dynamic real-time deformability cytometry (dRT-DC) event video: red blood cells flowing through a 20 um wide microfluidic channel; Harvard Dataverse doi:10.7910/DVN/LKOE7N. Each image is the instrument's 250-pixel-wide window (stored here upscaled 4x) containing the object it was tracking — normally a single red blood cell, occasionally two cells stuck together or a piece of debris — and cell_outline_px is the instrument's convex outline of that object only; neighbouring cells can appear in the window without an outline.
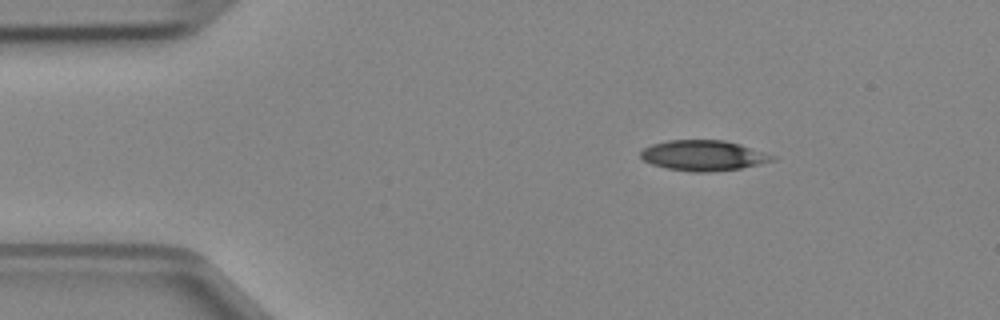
{"species": "Egyptian fruit bat (a non-hibernating species)", "species_latin": "Rousettus aegyptiacus", "temperature_condition": "cold", "stored_images_in_passage": 46, "camera_frame_rate_fps": 3000, "um_per_image_px": 0.085, "animal": {"sex": "female"}, "frame": {"image": 1, "passage_image": 6, "time_ms": 1.667, "image_size_px": [1000, 320], "cell_outline_px": [[776, 160], [740, 168], [708, 172], [692, 172], [668, 168], [652, 164], [644, 160], [640, 156], [640, 152], [644, 148], [652, 144], [668, 140], [724, 140], [740, 144], [776, 156]], "centroid_in_image_um": [59.79, 13.21], "position_along_channel_um": 25.2, "area_um2": 23.18}}
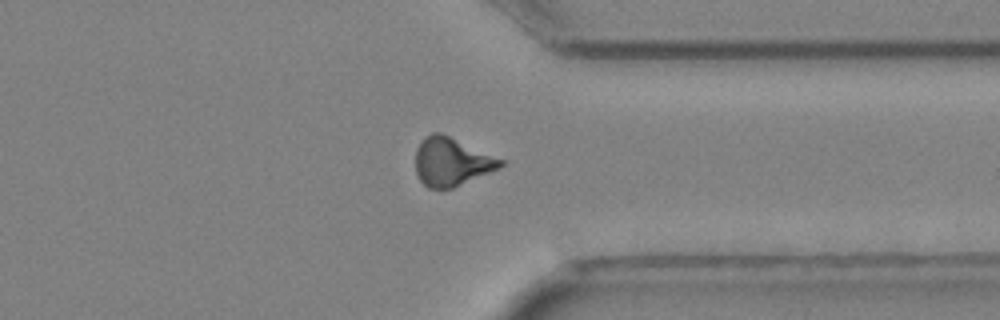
{"frame": {"image": 2, "passage_image": 35, "time_ms": 11.333, "image_size_px": [1000, 320], "cell_outline_px": [[508, 160], [500, 168], [452, 188], [428, 188], [420, 180], [416, 172], [416, 148], [420, 140], [424, 136], [432, 132], [440, 132]], "centroid_in_image_um": [38.41, 13.72], "position_along_channel_um": 373.0, "area_um2": 24.28}}
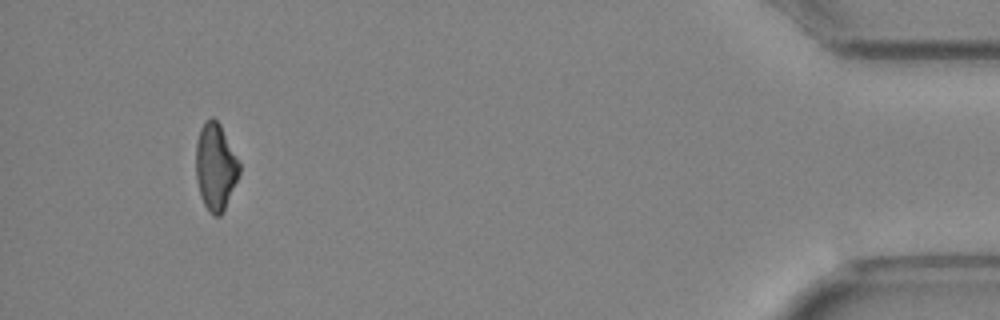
{"frame": {"image": 3, "passage_image": 43, "time_ms": 14.0, "image_size_px": [1000, 320], "cell_outline_px": [[240, 172], [224, 212], [220, 216], [212, 216], [204, 204], [200, 196], [196, 180], [196, 144], [200, 128], [204, 120], [212, 116], [220, 124], [240, 164]], "centroid_in_image_um": [18.3, 14.19], "position_along_channel_um": 416.9, "area_um2": 22.14}}